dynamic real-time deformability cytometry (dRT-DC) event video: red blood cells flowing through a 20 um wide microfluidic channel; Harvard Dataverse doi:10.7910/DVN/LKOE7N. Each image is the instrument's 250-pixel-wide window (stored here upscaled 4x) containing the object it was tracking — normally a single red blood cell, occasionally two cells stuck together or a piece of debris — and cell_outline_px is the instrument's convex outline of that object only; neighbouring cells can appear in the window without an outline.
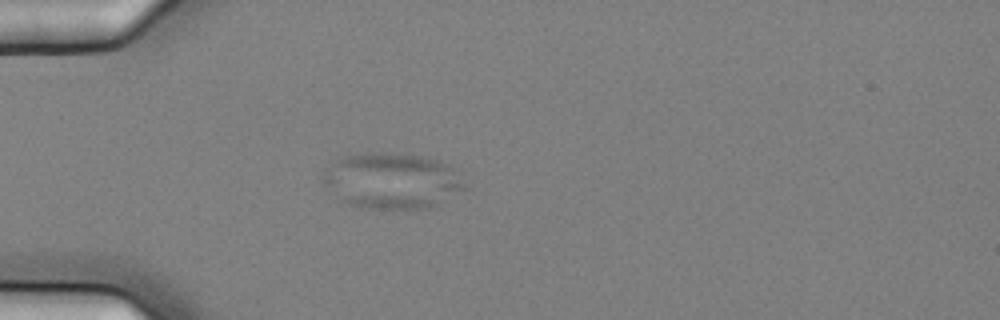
{"species": "common noctule bat (a hibernating species)", "species_latin": "Nyctalus noctula", "temperature_condition": "cold", "stored_images_in_passage": 5, "camera_frame_rate_fps": 3000, "um_per_image_px": 0.085, "animal": {"sex": "female", "body_mass_g": 25.1}, "frame": {"image": 1, "passage_image": 4, "time_ms": 1.0, "image_size_px": [1000, 320], "cell_outline_px": [[468, 188], [436, 208], [360, 208], [348, 204], [340, 200], [324, 184], [320, 176], [324, 168], [336, 160], [344, 156], [372, 152], [424, 156], [440, 160], [448, 164], [452, 168]], "centroid_in_image_um": [33.32, 15.38], "position_along_channel_um": 51.7, "area_um2": 46.59}}